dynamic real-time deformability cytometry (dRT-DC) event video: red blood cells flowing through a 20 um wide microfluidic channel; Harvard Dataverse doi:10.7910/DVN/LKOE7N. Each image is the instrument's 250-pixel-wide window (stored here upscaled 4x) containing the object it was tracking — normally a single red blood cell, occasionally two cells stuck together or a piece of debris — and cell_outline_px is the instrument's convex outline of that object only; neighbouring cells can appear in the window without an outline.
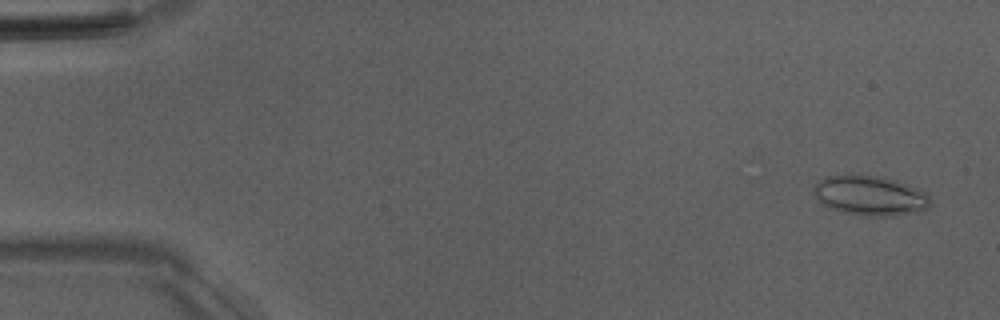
{"species": "Egyptian fruit bat (a non-hibernating species)", "species_latin": "Rousettus aegyptiacus", "temperature_condition": "room temperature", "stored_images_in_passage": 53, "camera_frame_rate_fps": 3000, "um_per_image_px": 0.085, "animal": {"sex": "male"}, "frame": {"image": 1, "passage_image": 3, "time_ms": 0.667, "image_size_px": [1000, 320], "cell_outline_px": [[932, 204], [924, 212], [892, 216], [860, 216], [828, 208], [820, 204], [816, 196], [816, 184], [824, 176], [848, 172], [880, 176], [896, 180], [908, 184], [928, 192], [932, 200]], "centroid_in_image_um": [74.01, 16.61], "position_along_channel_um": 11.0, "area_um2": 28.15}}
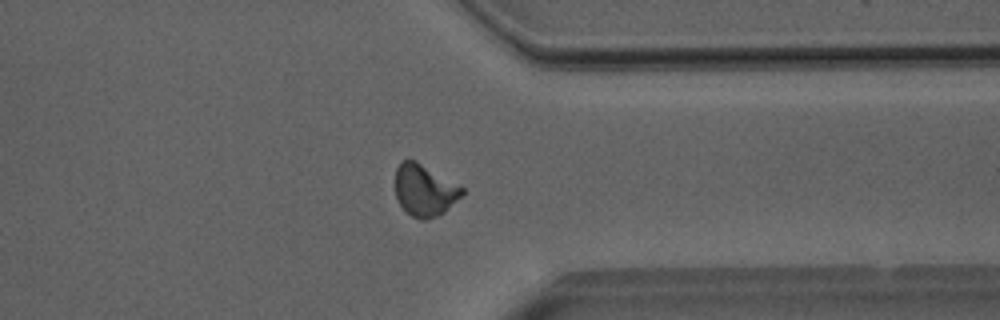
{"frame": {"image": 2, "passage_image": 41, "time_ms": 13.333, "image_size_px": [1000, 320], "cell_outline_px": [[464, 192], [444, 212], [436, 216], [424, 220], [420, 220], [412, 216], [400, 204], [396, 196], [396, 168], [404, 160], [416, 160], [464, 188]], "centroid_in_image_um": [36.08, 16.17], "position_along_channel_um": 375.3, "area_um2": 19.71}}
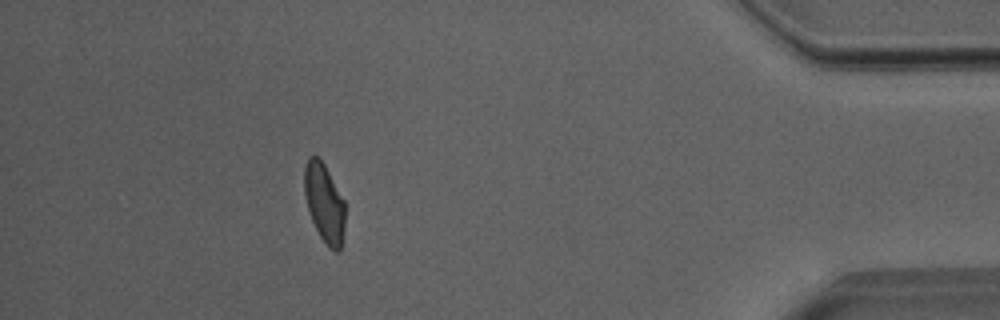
{"frame": {"image": 3, "passage_image": 47, "time_ms": 15.333, "image_size_px": [1000, 320], "cell_outline_px": [[344, 232], [340, 252], [336, 252], [328, 248], [320, 236], [308, 212], [304, 192], [304, 168], [308, 156], [316, 156], [324, 164], [344, 200]], "centroid_in_image_um": [27.56, 17.28], "position_along_channel_um": 407.6, "area_um2": 18.73}, "authors_computed_cell_mechanics": {"area_um2": 19.7098, "velocity_mm_per_s": 3.9899, "shape_relaxation_time_tau1_ms": 5.7104, "shape_relaxation_time_tau2_ms": 1.5163, "deformation_change_tau1": 0.1602, "deformation_change_tau2": 0.0744}}